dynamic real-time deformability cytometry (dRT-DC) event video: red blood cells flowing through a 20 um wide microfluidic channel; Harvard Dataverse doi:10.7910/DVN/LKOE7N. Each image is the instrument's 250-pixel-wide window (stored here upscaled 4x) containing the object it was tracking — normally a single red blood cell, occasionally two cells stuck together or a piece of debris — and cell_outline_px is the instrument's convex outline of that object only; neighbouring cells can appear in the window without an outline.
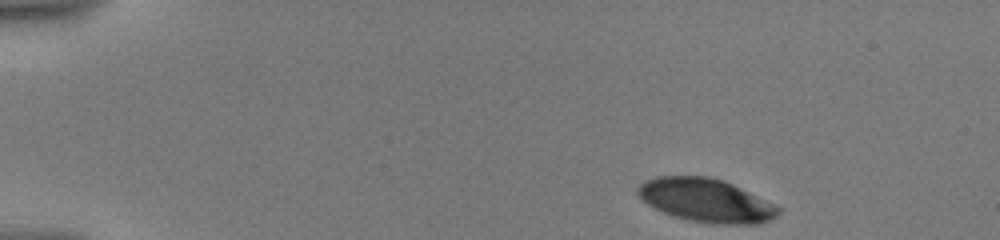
{"species": "human", "species_latin": "Homo sapiens", "temperature_condition": "warm", "stored_images_in_passage": 7, "camera_frame_rate_fps": 3000, "um_per_image_px": 0.085, "donor": {"sex": "male"}, "frame": {"image": 1, "passage_image": 1, "time_ms": 0.0, "image_size_px": [1000, 240], "cell_outline_px": [[780, 212], [776, 216], [760, 224], [712, 224], [688, 220], [664, 212], [648, 204], [636, 192], [636, 188], [644, 180], [656, 176], [708, 176], [724, 180], [776, 204], [780, 208]], "centroid_in_image_um": [60.03, 17.02], "position_along_channel_um": 25.0, "area_um2": 35.6}}
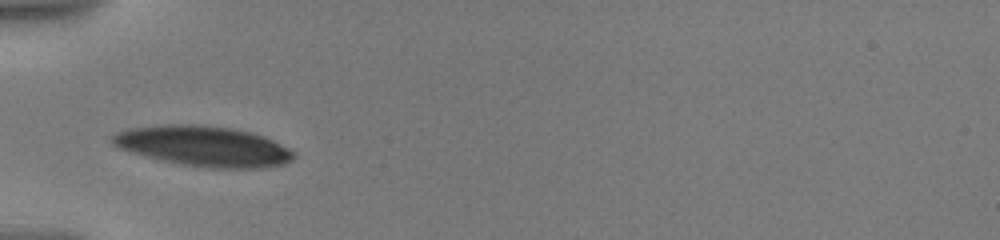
{"frame": {"image": 2, "passage_image": 6, "time_ms": 4.0, "image_size_px": [1000, 240], "cell_outline_px": [[296, 156], [292, 160], [284, 164], [264, 168], [208, 168], [180, 164], [148, 156], [120, 148], [112, 144], [112, 136], [116, 132], [132, 128], [164, 124], [192, 124], [232, 128], [264, 136], [296, 152]], "centroid_in_image_um": [17.35, 12.43], "position_along_channel_um": 67.6, "area_um2": 42.31}}